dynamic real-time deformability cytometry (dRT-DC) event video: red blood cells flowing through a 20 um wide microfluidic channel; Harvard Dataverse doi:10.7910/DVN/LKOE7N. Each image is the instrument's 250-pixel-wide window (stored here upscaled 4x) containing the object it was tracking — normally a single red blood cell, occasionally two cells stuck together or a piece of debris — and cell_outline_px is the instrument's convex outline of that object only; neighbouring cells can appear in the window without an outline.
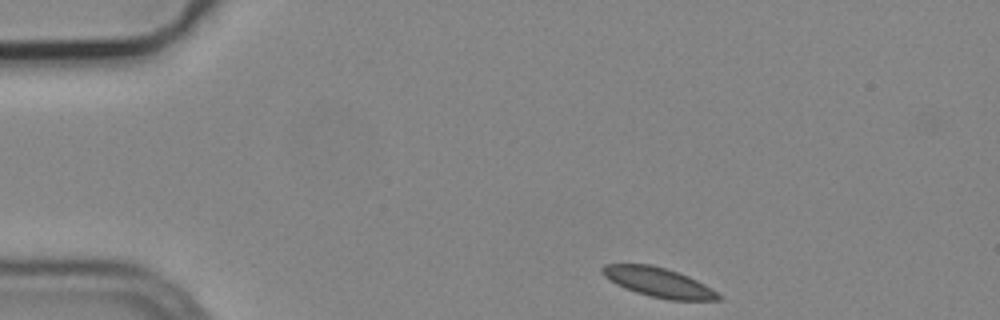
{"species": "common noctule bat (a hibernating species)", "species_latin": "Nyctalus noctula", "temperature_condition": "cold", "stored_images_in_passage": 4, "camera_frame_rate_fps": 3000, "um_per_image_px": 0.085, "animal": {"sex": "male", "body_mass_g": 19.2, "forearm_length_mm": 51.8}, "frame": {"image": 1, "passage_image": 1, "time_ms": 0.0, "image_size_px": [1000, 320], "cell_outline_px": [[724, 300], [668, 300], [636, 292], [624, 288], [616, 284], [604, 276], [600, 272], [600, 268], [604, 264], [652, 264], [668, 268], [688, 276], [712, 288], [724, 296]], "centroid_in_image_um": [56.0, 23.99], "position_along_channel_um": 29.0, "area_um2": 20.17}}